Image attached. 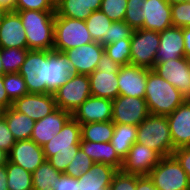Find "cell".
I'll return each mask as SVG.
<instances>
[{
    "mask_svg": "<svg viewBox=\"0 0 190 190\" xmlns=\"http://www.w3.org/2000/svg\"><path fill=\"white\" fill-rule=\"evenodd\" d=\"M8 161V153L0 149V166H5Z\"/></svg>",
    "mask_w": 190,
    "mask_h": 190,
    "instance_id": "f5cc1de1",
    "label": "cell"
},
{
    "mask_svg": "<svg viewBox=\"0 0 190 190\" xmlns=\"http://www.w3.org/2000/svg\"><path fill=\"white\" fill-rule=\"evenodd\" d=\"M5 109L6 108L0 103V117L4 115Z\"/></svg>",
    "mask_w": 190,
    "mask_h": 190,
    "instance_id": "9f6ffc18",
    "label": "cell"
},
{
    "mask_svg": "<svg viewBox=\"0 0 190 190\" xmlns=\"http://www.w3.org/2000/svg\"><path fill=\"white\" fill-rule=\"evenodd\" d=\"M78 181L76 178L61 174L57 183L54 184L53 190H79Z\"/></svg>",
    "mask_w": 190,
    "mask_h": 190,
    "instance_id": "bcb514c9",
    "label": "cell"
},
{
    "mask_svg": "<svg viewBox=\"0 0 190 190\" xmlns=\"http://www.w3.org/2000/svg\"><path fill=\"white\" fill-rule=\"evenodd\" d=\"M81 125L112 120V100L91 95L72 114Z\"/></svg>",
    "mask_w": 190,
    "mask_h": 190,
    "instance_id": "ac0fdd59",
    "label": "cell"
},
{
    "mask_svg": "<svg viewBox=\"0 0 190 190\" xmlns=\"http://www.w3.org/2000/svg\"><path fill=\"white\" fill-rule=\"evenodd\" d=\"M46 160L43 148L31 139L16 141L8 153V161L33 173Z\"/></svg>",
    "mask_w": 190,
    "mask_h": 190,
    "instance_id": "9a60e30c",
    "label": "cell"
},
{
    "mask_svg": "<svg viewBox=\"0 0 190 190\" xmlns=\"http://www.w3.org/2000/svg\"><path fill=\"white\" fill-rule=\"evenodd\" d=\"M134 30L125 21H113L108 31V44L131 39Z\"/></svg>",
    "mask_w": 190,
    "mask_h": 190,
    "instance_id": "60d3db41",
    "label": "cell"
},
{
    "mask_svg": "<svg viewBox=\"0 0 190 190\" xmlns=\"http://www.w3.org/2000/svg\"><path fill=\"white\" fill-rule=\"evenodd\" d=\"M148 176L157 190H190L188 175L173 155L163 157Z\"/></svg>",
    "mask_w": 190,
    "mask_h": 190,
    "instance_id": "ba28073f",
    "label": "cell"
},
{
    "mask_svg": "<svg viewBox=\"0 0 190 190\" xmlns=\"http://www.w3.org/2000/svg\"><path fill=\"white\" fill-rule=\"evenodd\" d=\"M95 162L79 148L73 160L67 166L63 173L67 176L78 179L82 174H85L93 166Z\"/></svg>",
    "mask_w": 190,
    "mask_h": 190,
    "instance_id": "74e56055",
    "label": "cell"
},
{
    "mask_svg": "<svg viewBox=\"0 0 190 190\" xmlns=\"http://www.w3.org/2000/svg\"><path fill=\"white\" fill-rule=\"evenodd\" d=\"M29 93H48V50H29L18 72Z\"/></svg>",
    "mask_w": 190,
    "mask_h": 190,
    "instance_id": "52a82bcc",
    "label": "cell"
},
{
    "mask_svg": "<svg viewBox=\"0 0 190 190\" xmlns=\"http://www.w3.org/2000/svg\"><path fill=\"white\" fill-rule=\"evenodd\" d=\"M0 74H4V69H3L2 61H1V48H0Z\"/></svg>",
    "mask_w": 190,
    "mask_h": 190,
    "instance_id": "6f0895ef",
    "label": "cell"
},
{
    "mask_svg": "<svg viewBox=\"0 0 190 190\" xmlns=\"http://www.w3.org/2000/svg\"><path fill=\"white\" fill-rule=\"evenodd\" d=\"M149 114L144 98L119 95L112 100L114 124L138 126Z\"/></svg>",
    "mask_w": 190,
    "mask_h": 190,
    "instance_id": "8fae6325",
    "label": "cell"
},
{
    "mask_svg": "<svg viewBox=\"0 0 190 190\" xmlns=\"http://www.w3.org/2000/svg\"><path fill=\"white\" fill-rule=\"evenodd\" d=\"M49 162L45 160L33 173V190H53L60 175Z\"/></svg>",
    "mask_w": 190,
    "mask_h": 190,
    "instance_id": "d6a6232c",
    "label": "cell"
},
{
    "mask_svg": "<svg viewBox=\"0 0 190 190\" xmlns=\"http://www.w3.org/2000/svg\"><path fill=\"white\" fill-rule=\"evenodd\" d=\"M15 143L16 140L11 131L8 129L5 117H0V149H3L5 152L9 153Z\"/></svg>",
    "mask_w": 190,
    "mask_h": 190,
    "instance_id": "ee69618b",
    "label": "cell"
},
{
    "mask_svg": "<svg viewBox=\"0 0 190 190\" xmlns=\"http://www.w3.org/2000/svg\"><path fill=\"white\" fill-rule=\"evenodd\" d=\"M0 190H8L6 167L0 166Z\"/></svg>",
    "mask_w": 190,
    "mask_h": 190,
    "instance_id": "f907efd6",
    "label": "cell"
},
{
    "mask_svg": "<svg viewBox=\"0 0 190 190\" xmlns=\"http://www.w3.org/2000/svg\"><path fill=\"white\" fill-rule=\"evenodd\" d=\"M81 140L90 142H110L113 137L112 121L81 124Z\"/></svg>",
    "mask_w": 190,
    "mask_h": 190,
    "instance_id": "4dcf8cb0",
    "label": "cell"
},
{
    "mask_svg": "<svg viewBox=\"0 0 190 190\" xmlns=\"http://www.w3.org/2000/svg\"><path fill=\"white\" fill-rule=\"evenodd\" d=\"M173 152L179 147L190 146V100H185L171 114H168Z\"/></svg>",
    "mask_w": 190,
    "mask_h": 190,
    "instance_id": "d6986e66",
    "label": "cell"
},
{
    "mask_svg": "<svg viewBox=\"0 0 190 190\" xmlns=\"http://www.w3.org/2000/svg\"><path fill=\"white\" fill-rule=\"evenodd\" d=\"M159 37L155 63L185 57L183 28L172 26L159 32Z\"/></svg>",
    "mask_w": 190,
    "mask_h": 190,
    "instance_id": "603a6c76",
    "label": "cell"
},
{
    "mask_svg": "<svg viewBox=\"0 0 190 190\" xmlns=\"http://www.w3.org/2000/svg\"><path fill=\"white\" fill-rule=\"evenodd\" d=\"M0 48L28 49L24 27L15 11L9 10L0 22Z\"/></svg>",
    "mask_w": 190,
    "mask_h": 190,
    "instance_id": "7402d4cb",
    "label": "cell"
},
{
    "mask_svg": "<svg viewBox=\"0 0 190 190\" xmlns=\"http://www.w3.org/2000/svg\"><path fill=\"white\" fill-rule=\"evenodd\" d=\"M8 11L3 5H0V22Z\"/></svg>",
    "mask_w": 190,
    "mask_h": 190,
    "instance_id": "db71d44e",
    "label": "cell"
},
{
    "mask_svg": "<svg viewBox=\"0 0 190 190\" xmlns=\"http://www.w3.org/2000/svg\"><path fill=\"white\" fill-rule=\"evenodd\" d=\"M22 22L28 50H53L55 11L12 10Z\"/></svg>",
    "mask_w": 190,
    "mask_h": 190,
    "instance_id": "7a4b0ae2",
    "label": "cell"
},
{
    "mask_svg": "<svg viewBox=\"0 0 190 190\" xmlns=\"http://www.w3.org/2000/svg\"><path fill=\"white\" fill-rule=\"evenodd\" d=\"M144 99L150 114L167 116L179 107L186 97L150 69L148 70Z\"/></svg>",
    "mask_w": 190,
    "mask_h": 190,
    "instance_id": "3957f363",
    "label": "cell"
},
{
    "mask_svg": "<svg viewBox=\"0 0 190 190\" xmlns=\"http://www.w3.org/2000/svg\"><path fill=\"white\" fill-rule=\"evenodd\" d=\"M148 70L132 64L121 66L117 77L119 95L144 98Z\"/></svg>",
    "mask_w": 190,
    "mask_h": 190,
    "instance_id": "e0dca14e",
    "label": "cell"
},
{
    "mask_svg": "<svg viewBox=\"0 0 190 190\" xmlns=\"http://www.w3.org/2000/svg\"><path fill=\"white\" fill-rule=\"evenodd\" d=\"M71 117L72 114L70 112L57 108L51 114L35 121L30 139L42 147L49 142L55 134L62 130L65 123Z\"/></svg>",
    "mask_w": 190,
    "mask_h": 190,
    "instance_id": "44dd1931",
    "label": "cell"
},
{
    "mask_svg": "<svg viewBox=\"0 0 190 190\" xmlns=\"http://www.w3.org/2000/svg\"><path fill=\"white\" fill-rule=\"evenodd\" d=\"M85 22L93 41L99 42L102 46L107 45L108 31L113 21L102 11L97 10L93 11Z\"/></svg>",
    "mask_w": 190,
    "mask_h": 190,
    "instance_id": "f546056e",
    "label": "cell"
},
{
    "mask_svg": "<svg viewBox=\"0 0 190 190\" xmlns=\"http://www.w3.org/2000/svg\"><path fill=\"white\" fill-rule=\"evenodd\" d=\"M81 126L71 117L62 130L42 146L46 160L60 173L66 171L80 148Z\"/></svg>",
    "mask_w": 190,
    "mask_h": 190,
    "instance_id": "6da1fadb",
    "label": "cell"
},
{
    "mask_svg": "<svg viewBox=\"0 0 190 190\" xmlns=\"http://www.w3.org/2000/svg\"><path fill=\"white\" fill-rule=\"evenodd\" d=\"M137 140V126L127 124H114L113 137L110 143L118 156L124 160L130 148Z\"/></svg>",
    "mask_w": 190,
    "mask_h": 190,
    "instance_id": "f1b7e54d",
    "label": "cell"
},
{
    "mask_svg": "<svg viewBox=\"0 0 190 190\" xmlns=\"http://www.w3.org/2000/svg\"><path fill=\"white\" fill-rule=\"evenodd\" d=\"M159 41V32L145 29L134 30L130 45V64L153 69Z\"/></svg>",
    "mask_w": 190,
    "mask_h": 190,
    "instance_id": "9c48e42d",
    "label": "cell"
},
{
    "mask_svg": "<svg viewBox=\"0 0 190 190\" xmlns=\"http://www.w3.org/2000/svg\"><path fill=\"white\" fill-rule=\"evenodd\" d=\"M173 156L181 164L190 181V146L176 148L173 152Z\"/></svg>",
    "mask_w": 190,
    "mask_h": 190,
    "instance_id": "f6af8a7d",
    "label": "cell"
},
{
    "mask_svg": "<svg viewBox=\"0 0 190 190\" xmlns=\"http://www.w3.org/2000/svg\"><path fill=\"white\" fill-rule=\"evenodd\" d=\"M172 26L171 5L166 0H146L144 2L142 29L162 32Z\"/></svg>",
    "mask_w": 190,
    "mask_h": 190,
    "instance_id": "cb8c5ba5",
    "label": "cell"
},
{
    "mask_svg": "<svg viewBox=\"0 0 190 190\" xmlns=\"http://www.w3.org/2000/svg\"><path fill=\"white\" fill-rule=\"evenodd\" d=\"M162 158L158 152L135 142L123 160L121 171L126 174L148 175Z\"/></svg>",
    "mask_w": 190,
    "mask_h": 190,
    "instance_id": "4fadbf2b",
    "label": "cell"
},
{
    "mask_svg": "<svg viewBox=\"0 0 190 190\" xmlns=\"http://www.w3.org/2000/svg\"><path fill=\"white\" fill-rule=\"evenodd\" d=\"M171 17L174 27H190V1L172 4Z\"/></svg>",
    "mask_w": 190,
    "mask_h": 190,
    "instance_id": "ab89813d",
    "label": "cell"
},
{
    "mask_svg": "<svg viewBox=\"0 0 190 190\" xmlns=\"http://www.w3.org/2000/svg\"><path fill=\"white\" fill-rule=\"evenodd\" d=\"M80 148L95 163H103L121 170L123 160L118 156L110 142H90L81 140Z\"/></svg>",
    "mask_w": 190,
    "mask_h": 190,
    "instance_id": "484cf974",
    "label": "cell"
},
{
    "mask_svg": "<svg viewBox=\"0 0 190 190\" xmlns=\"http://www.w3.org/2000/svg\"><path fill=\"white\" fill-rule=\"evenodd\" d=\"M185 57L190 61V27L183 28Z\"/></svg>",
    "mask_w": 190,
    "mask_h": 190,
    "instance_id": "681fc988",
    "label": "cell"
},
{
    "mask_svg": "<svg viewBox=\"0 0 190 190\" xmlns=\"http://www.w3.org/2000/svg\"><path fill=\"white\" fill-rule=\"evenodd\" d=\"M128 0H102L100 11L112 21H124Z\"/></svg>",
    "mask_w": 190,
    "mask_h": 190,
    "instance_id": "f35d334b",
    "label": "cell"
},
{
    "mask_svg": "<svg viewBox=\"0 0 190 190\" xmlns=\"http://www.w3.org/2000/svg\"><path fill=\"white\" fill-rule=\"evenodd\" d=\"M90 81L88 75H73L54 93L57 108L71 114L90 97Z\"/></svg>",
    "mask_w": 190,
    "mask_h": 190,
    "instance_id": "30bf717a",
    "label": "cell"
},
{
    "mask_svg": "<svg viewBox=\"0 0 190 190\" xmlns=\"http://www.w3.org/2000/svg\"><path fill=\"white\" fill-rule=\"evenodd\" d=\"M120 67L121 65L113 61L104 51L96 70L88 75L91 94L109 100L119 96L117 77Z\"/></svg>",
    "mask_w": 190,
    "mask_h": 190,
    "instance_id": "8992f818",
    "label": "cell"
},
{
    "mask_svg": "<svg viewBox=\"0 0 190 190\" xmlns=\"http://www.w3.org/2000/svg\"><path fill=\"white\" fill-rule=\"evenodd\" d=\"M130 45L131 39H121L115 43H109L104 46L105 53L121 66L130 64Z\"/></svg>",
    "mask_w": 190,
    "mask_h": 190,
    "instance_id": "e575fe53",
    "label": "cell"
},
{
    "mask_svg": "<svg viewBox=\"0 0 190 190\" xmlns=\"http://www.w3.org/2000/svg\"><path fill=\"white\" fill-rule=\"evenodd\" d=\"M28 51V49L1 48V61L4 74L19 72Z\"/></svg>",
    "mask_w": 190,
    "mask_h": 190,
    "instance_id": "836d02e7",
    "label": "cell"
},
{
    "mask_svg": "<svg viewBox=\"0 0 190 190\" xmlns=\"http://www.w3.org/2000/svg\"><path fill=\"white\" fill-rule=\"evenodd\" d=\"M8 129L16 141L30 139L35 121L12 107L5 109L4 115Z\"/></svg>",
    "mask_w": 190,
    "mask_h": 190,
    "instance_id": "83f0119b",
    "label": "cell"
},
{
    "mask_svg": "<svg viewBox=\"0 0 190 190\" xmlns=\"http://www.w3.org/2000/svg\"><path fill=\"white\" fill-rule=\"evenodd\" d=\"M103 52L104 46L99 42H91L77 48L66 50L64 54L75 67L78 74L90 75L96 70Z\"/></svg>",
    "mask_w": 190,
    "mask_h": 190,
    "instance_id": "2e32d148",
    "label": "cell"
},
{
    "mask_svg": "<svg viewBox=\"0 0 190 190\" xmlns=\"http://www.w3.org/2000/svg\"><path fill=\"white\" fill-rule=\"evenodd\" d=\"M102 0H56L55 13L85 21L93 11L100 9Z\"/></svg>",
    "mask_w": 190,
    "mask_h": 190,
    "instance_id": "4316f807",
    "label": "cell"
},
{
    "mask_svg": "<svg viewBox=\"0 0 190 190\" xmlns=\"http://www.w3.org/2000/svg\"><path fill=\"white\" fill-rule=\"evenodd\" d=\"M170 5L172 4H178L181 2H186V1H190V0H166Z\"/></svg>",
    "mask_w": 190,
    "mask_h": 190,
    "instance_id": "11a10c76",
    "label": "cell"
},
{
    "mask_svg": "<svg viewBox=\"0 0 190 190\" xmlns=\"http://www.w3.org/2000/svg\"><path fill=\"white\" fill-rule=\"evenodd\" d=\"M6 173L8 190H33L32 173L26 171L21 166L7 161Z\"/></svg>",
    "mask_w": 190,
    "mask_h": 190,
    "instance_id": "1f68e13d",
    "label": "cell"
},
{
    "mask_svg": "<svg viewBox=\"0 0 190 190\" xmlns=\"http://www.w3.org/2000/svg\"><path fill=\"white\" fill-rule=\"evenodd\" d=\"M3 84L7 91L8 97L12 102L23 97L24 95L29 94L26 87V82L18 72L4 74Z\"/></svg>",
    "mask_w": 190,
    "mask_h": 190,
    "instance_id": "d590c367",
    "label": "cell"
},
{
    "mask_svg": "<svg viewBox=\"0 0 190 190\" xmlns=\"http://www.w3.org/2000/svg\"><path fill=\"white\" fill-rule=\"evenodd\" d=\"M11 107L34 121L44 118L57 109L54 94L50 93H29L14 100Z\"/></svg>",
    "mask_w": 190,
    "mask_h": 190,
    "instance_id": "5bb4252c",
    "label": "cell"
},
{
    "mask_svg": "<svg viewBox=\"0 0 190 190\" xmlns=\"http://www.w3.org/2000/svg\"><path fill=\"white\" fill-rule=\"evenodd\" d=\"M16 0H0V5H3L7 10H13Z\"/></svg>",
    "mask_w": 190,
    "mask_h": 190,
    "instance_id": "816d5d0a",
    "label": "cell"
},
{
    "mask_svg": "<svg viewBox=\"0 0 190 190\" xmlns=\"http://www.w3.org/2000/svg\"><path fill=\"white\" fill-rule=\"evenodd\" d=\"M146 0H128L124 21L133 29H142L144 23V2Z\"/></svg>",
    "mask_w": 190,
    "mask_h": 190,
    "instance_id": "8d00e7d4",
    "label": "cell"
},
{
    "mask_svg": "<svg viewBox=\"0 0 190 190\" xmlns=\"http://www.w3.org/2000/svg\"><path fill=\"white\" fill-rule=\"evenodd\" d=\"M73 75L78 73L64 52L48 50V93L54 94Z\"/></svg>",
    "mask_w": 190,
    "mask_h": 190,
    "instance_id": "ffe728a7",
    "label": "cell"
},
{
    "mask_svg": "<svg viewBox=\"0 0 190 190\" xmlns=\"http://www.w3.org/2000/svg\"><path fill=\"white\" fill-rule=\"evenodd\" d=\"M152 70L172 84L186 98L190 95V61L186 57L156 62Z\"/></svg>",
    "mask_w": 190,
    "mask_h": 190,
    "instance_id": "7c38bea8",
    "label": "cell"
},
{
    "mask_svg": "<svg viewBox=\"0 0 190 190\" xmlns=\"http://www.w3.org/2000/svg\"><path fill=\"white\" fill-rule=\"evenodd\" d=\"M136 190H157L148 175H137Z\"/></svg>",
    "mask_w": 190,
    "mask_h": 190,
    "instance_id": "7dc6e473",
    "label": "cell"
},
{
    "mask_svg": "<svg viewBox=\"0 0 190 190\" xmlns=\"http://www.w3.org/2000/svg\"><path fill=\"white\" fill-rule=\"evenodd\" d=\"M118 170L110 165L94 163L78 179L79 190H108Z\"/></svg>",
    "mask_w": 190,
    "mask_h": 190,
    "instance_id": "d4e9b609",
    "label": "cell"
},
{
    "mask_svg": "<svg viewBox=\"0 0 190 190\" xmlns=\"http://www.w3.org/2000/svg\"><path fill=\"white\" fill-rule=\"evenodd\" d=\"M91 42L94 41L85 21L55 15L53 50L64 52Z\"/></svg>",
    "mask_w": 190,
    "mask_h": 190,
    "instance_id": "5b68a950",
    "label": "cell"
},
{
    "mask_svg": "<svg viewBox=\"0 0 190 190\" xmlns=\"http://www.w3.org/2000/svg\"><path fill=\"white\" fill-rule=\"evenodd\" d=\"M136 142L158 152L162 157L172 156L173 142L167 117L149 114L137 126Z\"/></svg>",
    "mask_w": 190,
    "mask_h": 190,
    "instance_id": "277c9868",
    "label": "cell"
},
{
    "mask_svg": "<svg viewBox=\"0 0 190 190\" xmlns=\"http://www.w3.org/2000/svg\"><path fill=\"white\" fill-rule=\"evenodd\" d=\"M137 174H126L118 171L108 190H136Z\"/></svg>",
    "mask_w": 190,
    "mask_h": 190,
    "instance_id": "b9f144b4",
    "label": "cell"
},
{
    "mask_svg": "<svg viewBox=\"0 0 190 190\" xmlns=\"http://www.w3.org/2000/svg\"><path fill=\"white\" fill-rule=\"evenodd\" d=\"M56 0H16L13 10L55 11Z\"/></svg>",
    "mask_w": 190,
    "mask_h": 190,
    "instance_id": "7bdbcfd3",
    "label": "cell"
},
{
    "mask_svg": "<svg viewBox=\"0 0 190 190\" xmlns=\"http://www.w3.org/2000/svg\"><path fill=\"white\" fill-rule=\"evenodd\" d=\"M3 80L4 74H0V103L7 109L12 106V101L8 97Z\"/></svg>",
    "mask_w": 190,
    "mask_h": 190,
    "instance_id": "c3c4849f",
    "label": "cell"
}]
</instances>
